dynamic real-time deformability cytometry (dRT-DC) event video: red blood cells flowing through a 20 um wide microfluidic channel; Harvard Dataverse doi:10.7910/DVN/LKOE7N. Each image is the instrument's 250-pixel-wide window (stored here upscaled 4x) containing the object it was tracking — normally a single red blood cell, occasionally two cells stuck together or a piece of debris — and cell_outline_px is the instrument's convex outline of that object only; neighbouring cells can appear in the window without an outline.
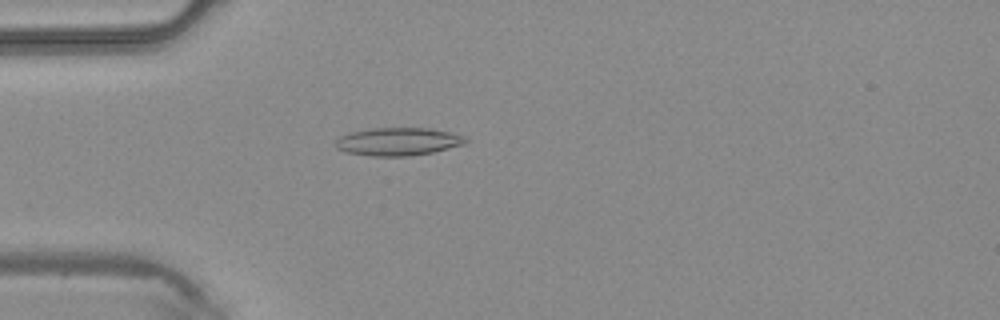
{"species": "common noctule bat (a hibernating species)", "species_latin": "Nyctalus noctula", "temperature_condition": "warm", "stored_images_in_passage": 45, "camera_frame_rate_fps": 3000, "um_per_image_px": 0.085, "animal": {"sex": "male", "body_mass_g": 20.4}, "frame": {"image": 1, "passage_image": 13, "time_ms": 4.0, "image_size_px": [1000, 320], "cell_outline_px": [[468, 140], [464, 144], [432, 152], [412, 156], [372, 156], [344, 152], [336, 148], [336, 140], [340, 136], [352, 132], [372, 128], [432, 128], [464, 136]], "centroid_in_image_um": [33.82, 12.04], "position_along_channel_um": 51.2, "area_um2": 21.1}}
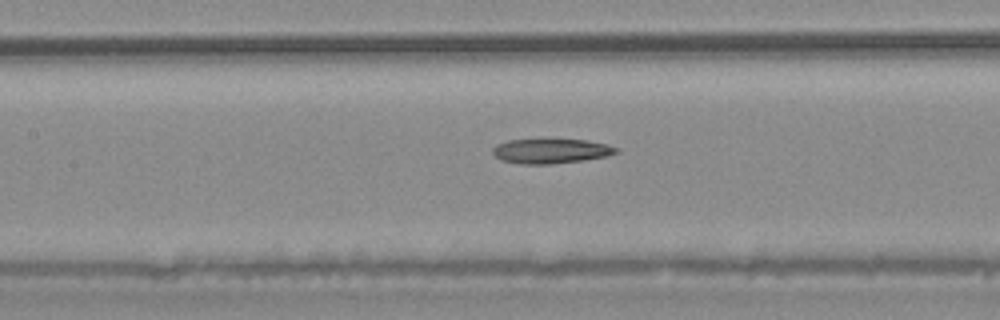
{"frame": {"image": 2, "passage_image": 21, "time_ms": 6.667, "image_size_px": [1000, 320], "cell_outline_px": [[620, 152], [604, 156], [584, 160], [548, 164], [520, 164], [500, 160], [492, 152], [492, 148], [496, 144], [508, 140], [584, 140], [608, 144], [620, 148]], "centroid_in_image_um": [46.82, 12.84], "position_along_channel_um": 160.6, "area_um2": 17.69}}
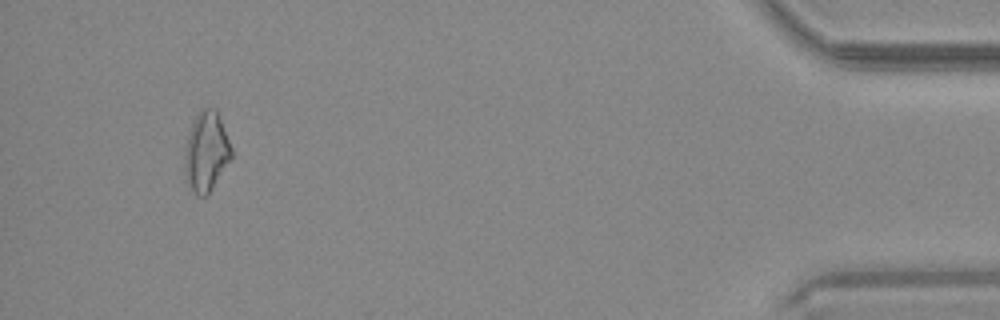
{"frame": {"image": 3, "passage_image": 43, "time_ms": 14.0, "image_size_px": [1000, 320], "cell_outline_px": [[232, 156], [208, 196], [196, 196], [188, 184], [184, 172], [184, 156], [188, 132], [196, 116], [204, 108], [216, 108], [232, 148]], "centroid_in_image_um": [17.52, 12.92], "position_along_channel_um": 417.7, "area_um2": 21.68}}